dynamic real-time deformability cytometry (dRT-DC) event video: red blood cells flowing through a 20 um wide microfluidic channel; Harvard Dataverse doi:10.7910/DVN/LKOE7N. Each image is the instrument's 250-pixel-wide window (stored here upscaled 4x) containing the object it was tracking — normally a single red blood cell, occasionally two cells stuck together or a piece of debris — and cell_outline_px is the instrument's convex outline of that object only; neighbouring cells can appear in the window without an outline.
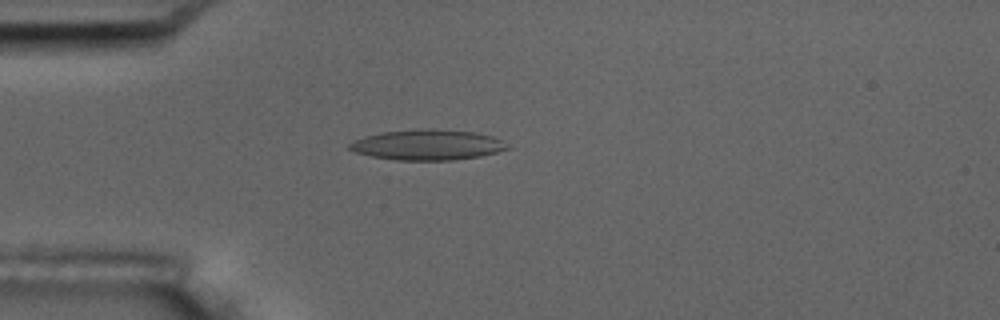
{"species": "common noctule bat (a hibernating species)", "species_latin": "Nyctalus noctula", "temperature_condition": "room temperature", "stored_images_in_passage": 5, "camera_frame_rate_fps": 3000, "um_per_image_px": 0.085, "animal": {"sex": "male", "body_mass_g": 17.5, "forearm_length_mm": 52.3}, "frame": {"image": 1, "passage_image": 5, "time_ms": 4.667, "image_size_px": [1000, 320], "cell_outline_px": [[512, 148], [480, 156], [452, 160], [396, 160], [372, 156], [356, 152], [348, 148], [348, 144], [352, 140], [364, 136], [380, 132], [416, 128], [432, 128], [476, 132], [492, 136], [500, 140]], "centroid_in_image_um": [36.31, 12.29], "position_along_channel_um": 48.7, "area_um2": 28.26}}